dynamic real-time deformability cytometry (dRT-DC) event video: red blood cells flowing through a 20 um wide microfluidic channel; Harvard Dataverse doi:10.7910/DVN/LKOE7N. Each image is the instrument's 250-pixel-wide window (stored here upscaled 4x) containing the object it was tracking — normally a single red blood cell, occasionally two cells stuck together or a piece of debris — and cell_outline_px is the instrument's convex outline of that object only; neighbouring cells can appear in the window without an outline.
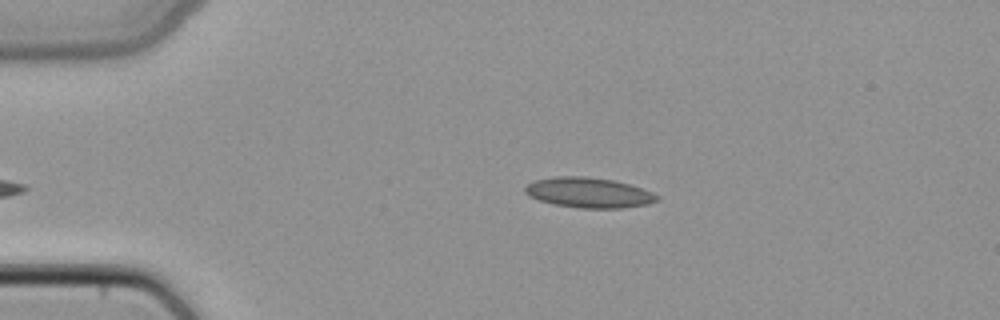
{"species": "common noctule bat (a hibernating species)", "species_latin": "Nyctalus noctula", "temperature_condition": "cold", "stored_images_in_passage": 34, "camera_frame_rate_fps": 3000, "um_per_image_px": 0.085, "animal": {"sex": "female", "body_mass_g": 22.7, "forearm_length_mm": 54.2}, "frame": {"image": 1, "passage_image": 2, "time_ms": 0.333, "image_size_px": [1000, 320], "cell_outline_px": [[660, 200], [648, 204], [620, 208], [580, 208], [556, 204], [540, 200], [528, 196], [524, 192], [524, 188], [528, 184], [536, 180], [556, 176], [588, 176], [612, 180], [628, 184], [652, 192], [660, 196]], "centroid_in_image_um": [50.05, 16.37], "position_along_channel_um": 34.9, "area_um2": 23.12}}
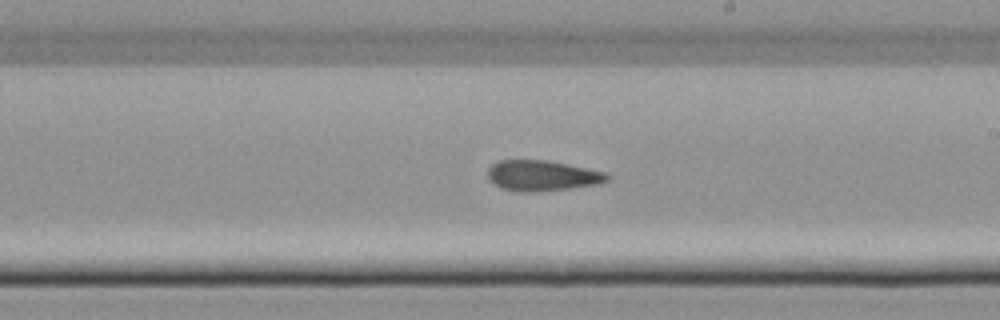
{"frame": {"image": 2, "passage_image": 20, "time_ms": 6.333, "image_size_px": [1000, 320], "cell_outline_px": [[608, 180], [600, 184], [568, 188], [532, 192], [520, 192], [500, 188], [488, 180], [488, 168], [496, 160], [548, 160], [608, 172]], "centroid_in_image_um": [46.07, 14.92], "position_along_channel_um": 242.9, "area_um2": 21.44}}
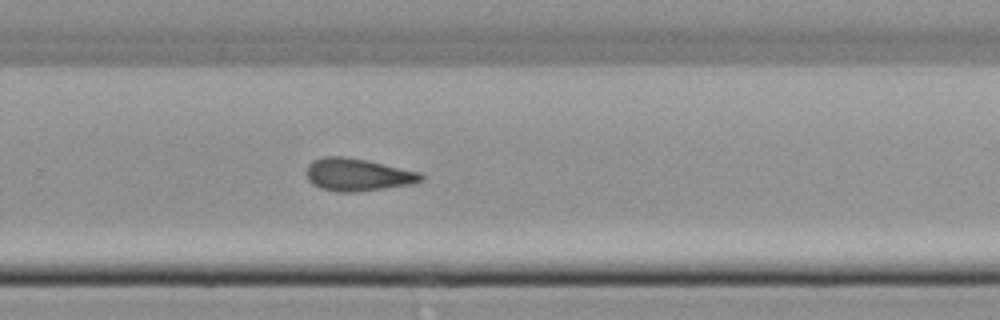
{"frame": {"image": 3, "passage_image": 24, "time_ms": 7.667, "image_size_px": [1000, 320], "cell_outline_px": [[424, 180], [412, 184], [384, 188], [352, 192], [336, 192], [320, 188], [312, 184], [308, 180], [304, 172], [308, 164], [312, 160], [324, 156], [344, 156], [368, 160], [420, 172], [424, 176]], "centroid_in_image_um": [30.36, 14.84], "position_along_channel_um": 299.4, "area_um2": 22.02}}